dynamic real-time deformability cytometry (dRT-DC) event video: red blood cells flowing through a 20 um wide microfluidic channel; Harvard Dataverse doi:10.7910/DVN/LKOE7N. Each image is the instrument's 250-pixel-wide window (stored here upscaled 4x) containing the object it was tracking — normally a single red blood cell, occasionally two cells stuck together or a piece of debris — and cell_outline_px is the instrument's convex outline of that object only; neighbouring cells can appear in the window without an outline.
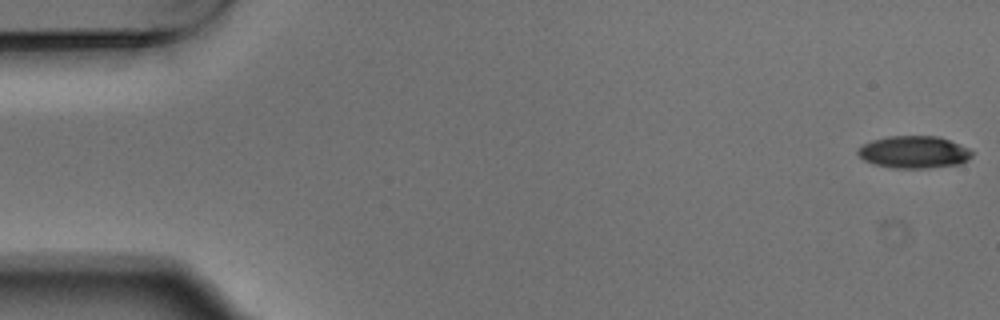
{"species": "Egyptian fruit bat (a non-hibernating species)", "species_latin": "Rousettus aegyptiacus", "temperature_condition": "warm", "stored_images_in_passage": 5, "camera_frame_rate_fps": 3000, "um_per_image_px": 0.085, "animal": {"sex": "male"}, "frame": {"image": 1, "passage_image": 1, "time_ms": 0.0, "image_size_px": [1000, 320], "cell_outline_px": [[976, 152], [968, 160], [960, 164], [928, 168], [892, 168], [872, 164], [864, 160], [856, 152], [856, 148], [872, 140], [888, 136], [940, 136], [968, 148]], "centroid_in_image_um": [77.69, 12.93], "position_along_channel_um": 7.3, "area_um2": 21.73}}
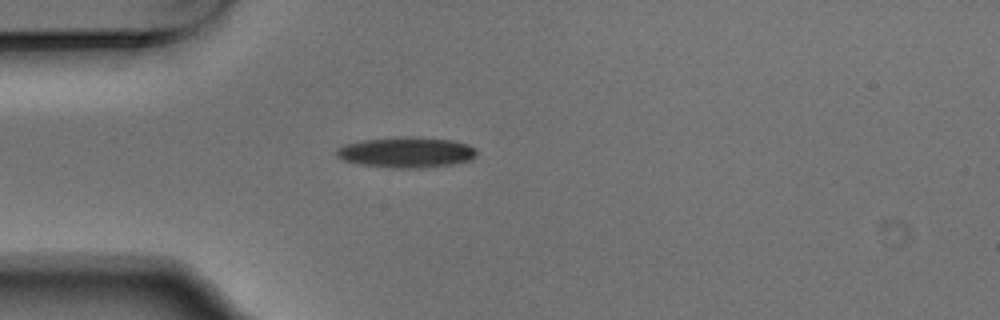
{"frame": {"image": 2, "passage_image": 5, "time_ms": 1.333, "image_size_px": [1000, 320], "cell_outline_px": [[476, 156], [472, 160], [456, 164], [420, 168], [392, 168], [360, 164], [344, 160], [336, 156], [336, 148], [344, 144], [364, 140], [404, 136], [412, 136], [452, 140], [468, 144], [476, 148]], "centroid_in_image_um": [34.57, 12.95], "position_along_channel_um": 50.4, "area_um2": 25.26}}